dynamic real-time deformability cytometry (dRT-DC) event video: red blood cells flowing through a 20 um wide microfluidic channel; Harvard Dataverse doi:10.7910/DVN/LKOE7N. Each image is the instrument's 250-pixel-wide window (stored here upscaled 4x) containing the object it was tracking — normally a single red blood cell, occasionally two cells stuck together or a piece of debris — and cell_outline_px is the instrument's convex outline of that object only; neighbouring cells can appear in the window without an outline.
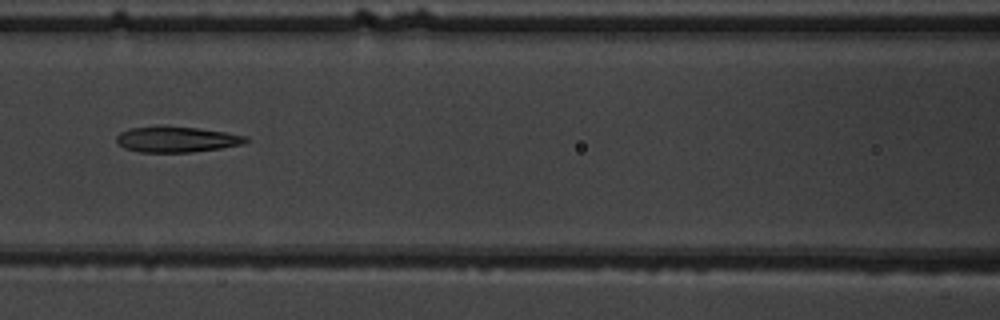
{"species": "common noctule bat (a hibernating species)", "species_latin": "Nyctalus noctula", "temperature_condition": "warm", "stored_images_in_passage": 7, "camera_frame_rate_fps": 3000, "um_per_image_px": 0.085, "animal": {"sex": "male", "body_mass_g": 19.5, "forearm_length_mm": 54.6}, "frame": {"image": 1, "passage_image": 7, "time_ms": 7.0, "image_size_px": [1000, 320], "cell_outline_px": [[248, 140], [244, 144], [220, 148], [192, 152], [140, 152], [124, 148], [116, 144], [116, 136], [120, 132], [128, 128], [196, 128], [224, 132], [248, 136]], "centroid_in_image_um": [15.01, 11.88], "position_along_channel_um": 151.6, "area_um2": 18.84}}